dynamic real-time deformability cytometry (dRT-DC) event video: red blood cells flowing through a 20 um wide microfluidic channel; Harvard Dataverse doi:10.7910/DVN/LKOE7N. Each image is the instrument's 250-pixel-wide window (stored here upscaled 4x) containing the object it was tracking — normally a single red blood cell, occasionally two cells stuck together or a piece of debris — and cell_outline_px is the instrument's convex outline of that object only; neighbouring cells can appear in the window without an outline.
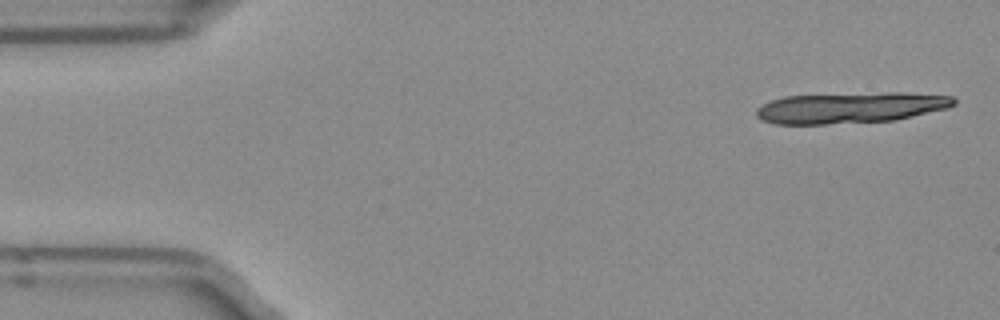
{"species": "Egyptian fruit bat (a non-hibernating species)", "species_latin": "Rousettus aegyptiacus", "temperature_condition": "room temperature", "stored_images_in_passage": 15, "camera_frame_rate_fps": 3000, "um_per_image_px": 0.085, "frame": {"image": 1, "passage_image": 1, "time_ms": 0.0, "image_size_px": [1000, 320], "cell_outline_px": [[956, 104], [944, 108], [892, 120], [824, 124], [772, 124], [760, 120], [756, 116], [756, 108], [772, 100], [784, 96], [884, 92], [904, 92], [952, 96], [956, 100]], "centroid_in_image_um": [72.22, 9.14], "position_along_channel_um": 12.8, "area_um2": 35.37}}